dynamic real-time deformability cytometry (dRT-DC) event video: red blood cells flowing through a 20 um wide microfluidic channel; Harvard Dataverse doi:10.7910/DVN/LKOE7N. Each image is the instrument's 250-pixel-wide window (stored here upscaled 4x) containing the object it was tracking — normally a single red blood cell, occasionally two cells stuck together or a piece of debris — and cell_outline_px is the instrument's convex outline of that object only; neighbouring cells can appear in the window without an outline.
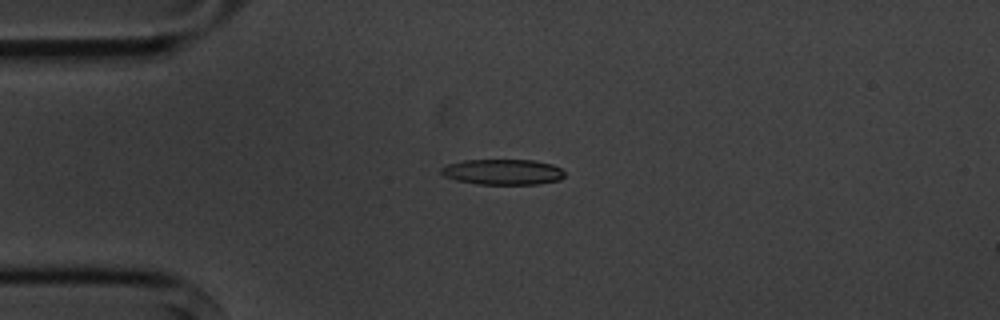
{"species": "common noctule bat (a hibernating species)", "species_latin": "Nyctalus noctula", "temperature_condition": "cold", "stored_images_in_passage": 6, "camera_frame_rate_fps": 3000, "um_per_image_px": 0.085, "animal": {"sex": "male", "body_mass_g": 20.1, "forearm_length_mm": 53.5}, "frame": {"image": 1, "passage_image": 4, "time_ms": 3.667, "image_size_px": [1000, 320], "cell_outline_px": [[564, 176], [560, 180], [536, 184], [480, 184], [456, 180], [444, 176], [440, 172], [440, 168], [448, 164], [464, 160], [532, 160], [552, 164], [560, 168], [564, 172]], "centroid_in_image_um": [42.73, 14.61], "position_along_channel_um": 42.3, "area_um2": 18.32}}
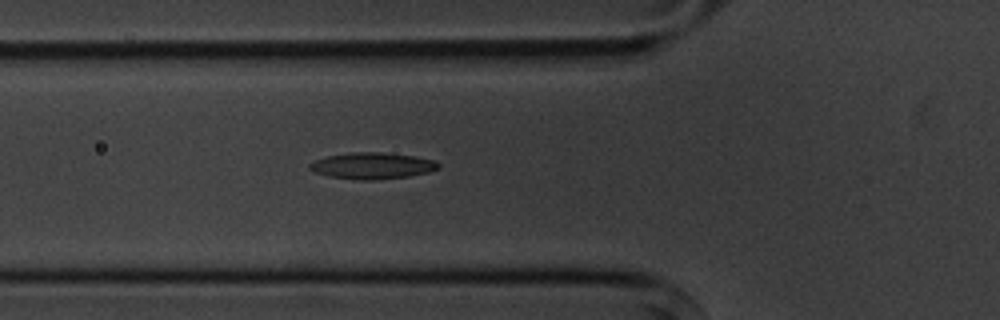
{"frame": {"image": 2, "passage_image": 6, "time_ms": 5.667, "image_size_px": [1000, 320], "cell_outline_px": [[440, 168], [428, 172], [408, 176], [376, 180], [360, 180], [332, 176], [316, 172], [308, 168], [308, 164], [312, 160], [324, 156], [352, 152], [380, 152], [416, 156], [436, 160], [440, 164]], "centroid_in_image_um": [31.65, 14.07], "position_along_channel_um": 94.2, "area_um2": 19.94}}